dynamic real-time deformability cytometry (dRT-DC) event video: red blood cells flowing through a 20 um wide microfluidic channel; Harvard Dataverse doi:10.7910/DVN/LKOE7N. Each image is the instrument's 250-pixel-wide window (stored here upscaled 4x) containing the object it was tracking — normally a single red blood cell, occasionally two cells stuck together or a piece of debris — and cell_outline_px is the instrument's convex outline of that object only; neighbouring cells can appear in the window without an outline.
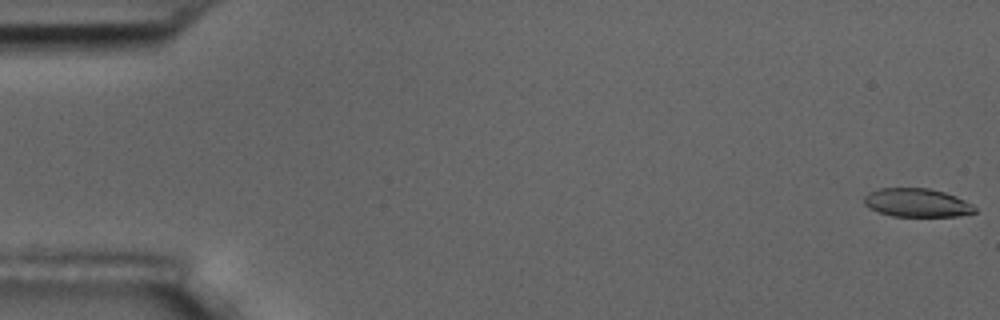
{"species": "common noctule bat (a hibernating species)", "species_latin": "Nyctalus noctula", "temperature_condition": "room temperature", "stored_images_in_passage": 5, "segment_of_instrument_passage": [2, 2], "camera_frame_rate_fps": 3000, "um_per_image_px": 0.085, "animal": {"sex": "male", "body_mass_g": 17.5, "forearm_length_mm": 52.3}, "frame": {"image": 1, "passage_image": 5, "time_ms": 5.667, "image_size_px": [1000, 320], "cell_outline_px": [[976, 212], [956, 216], [892, 216], [868, 208], [864, 204], [864, 196], [868, 192], [880, 188], [928, 188], [944, 192], [956, 196], [972, 204], [976, 208]], "centroid_in_image_um": [77.92, 17.23], "position_along_channel_um": 7.1, "area_um2": 18.38}}